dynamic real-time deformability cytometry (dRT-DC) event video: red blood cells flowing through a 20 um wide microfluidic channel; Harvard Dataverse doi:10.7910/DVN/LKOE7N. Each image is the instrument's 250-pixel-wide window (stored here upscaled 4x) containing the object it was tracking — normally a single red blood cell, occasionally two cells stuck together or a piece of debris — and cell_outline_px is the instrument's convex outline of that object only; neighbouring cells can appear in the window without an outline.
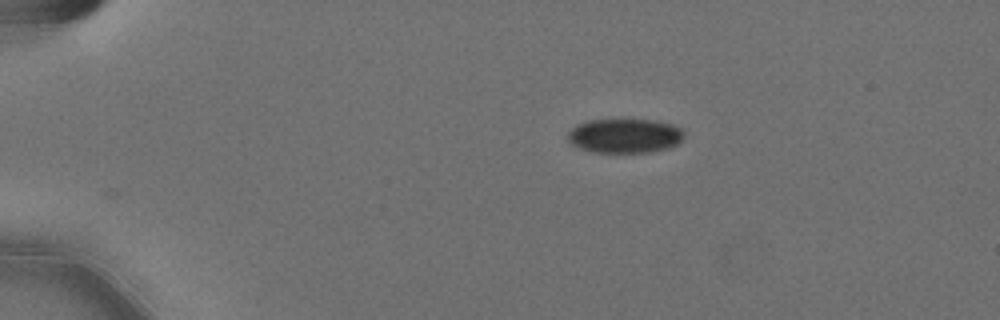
{"species": "Egyptian fruit bat (a non-hibernating species)", "species_latin": "Rousettus aegyptiacus", "temperature_condition": "cold", "stored_images_in_passage": 36, "camera_frame_rate_fps": 3000, "um_per_image_px": 0.085, "animal": {"sex": "female"}, "frame": {"image": 1, "passage_image": 1, "time_ms": 0.0, "image_size_px": [1000, 320], "cell_outline_px": [[684, 136], [676, 144], [668, 148], [652, 152], [592, 152], [568, 144], [568, 132], [576, 124], [588, 120], [656, 120], [672, 124], [680, 128], [684, 132]], "centroid_in_image_um": [53.07, 11.54], "position_along_channel_um": 31.9, "area_um2": 23.35}}
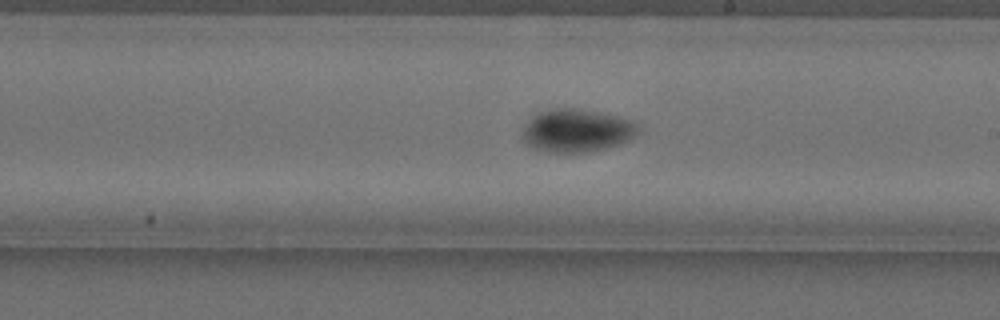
{"frame": {"image": 2, "passage_image": 24, "time_ms": 7.667, "image_size_px": [1000, 320], "cell_outline_px": [[640, 128], [636, 136], [620, 144], [608, 148], [588, 152], [548, 152], [536, 148], [528, 144], [524, 140], [524, 128], [532, 116], [548, 108], [572, 108], [596, 112], [616, 116], [632, 120]], "centroid_in_image_um": [49.06, 11.1], "position_along_channel_um": 239.9, "area_um2": 28.73}}
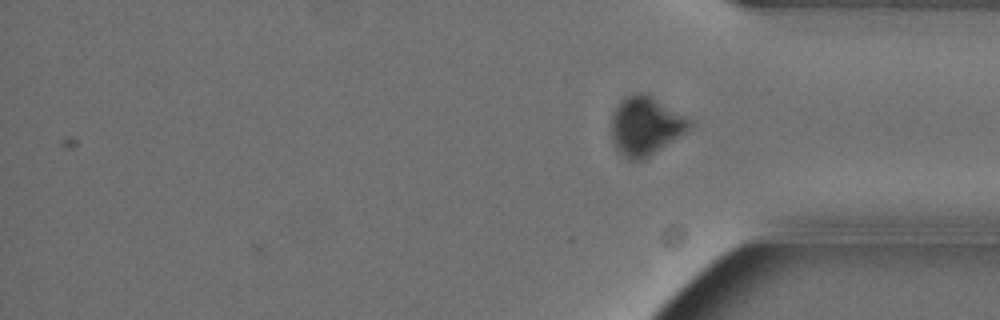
{"frame": {"image": 3, "passage_image": 36, "time_ms": 11.667, "image_size_px": [1000, 320], "cell_outline_px": [[692, 124], [684, 132], [648, 156], [640, 160], [632, 160], [624, 156], [616, 148], [612, 136], [612, 112], [620, 100], [632, 92], [644, 92], [652, 96], [692, 120]], "centroid_in_image_um": [54.83, 10.65], "position_along_channel_um": 380.4, "area_um2": 26.18}, "authors_computed_cell_mechanics": {"area_um2": 27.2816, "velocity_mm_per_s": 3.5853, "shape_relaxation_time_tau1_ms": 5.5258, "shape_relaxation_time_tau2_ms": 5.1966, "deformation_change_tau1": 0.1019, "deformation_change_tau2": 0.039}}